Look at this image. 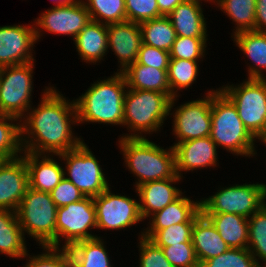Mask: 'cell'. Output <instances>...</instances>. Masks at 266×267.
Returning <instances> with one entry per match:
<instances>
[{"label":"cell","mask_w":266,"mask_h":267,"mask_svg":"<svg viewBox=\"0 0 266 267\" xmlns=\"http://www.w3.org/2000/svg\"><path fill=\"white\" fill-rule=\"evenodd\" d=\"M45 88L40 104L35 109L31 107L23 117L26 119L21 120L22 149L40 155H59L83 142L71 128L78 124L75 100L69 102L54 87Z\"/></svg>","instance_id":"cell-1"},{"label":"cell","mask_w":266,"mask_h":267,"mask_svg":"<svg viewBox=\"0 0 266 267\" xmlns=\"http://www.w3.org/2000/svg\"><path fill=\"white\" fill-rule=\"evenodd\" d=\"M92 86L75 100L78 123L124 125V97L127 83L120 72ZM126 89V90H125Z\"/></svg>","instance_id":"cell-2"},{"label":"cell","mask_w":266,"mask_h":267,"mask_svg":"<svg viewBox=\"0 0 266 267\" xmlns=\"http://www.w3.org/2000/svg\"><path fill=\"white\" fill-rule=\"evenodd\" d=\"M118 142L126 167L138 179L135 187L177 175L172 146L166 150L146 138L120 137Z\"/></svg>","instance_id":"cell-3"},{"label":"cell","mask_w":266,"mask_h":267,"mask_svg":"<svg viewBox=\"0 0 266 267\" xmlns=\"http://www.w3.org/2000/svg\"><path fill=\"white\" fill-rule=\"evenodd\" d=\"M211 140L232 154L252 157L255 138L245 128L232 101L220 90H212Z\"/></svg>","instance_id":"cell-4"},{"label":"cell","mask_w":266,"mask_h":267,"mask_svg":"<svg viewBox=\"0 0 266 267\" xmlns=\"http://www.w3.org/2000/svg\"><path fill=\"white\" fill-rule=\"evenodd\" d=\"M176 99L177 97L170 99L165 93L157 91L128 88L124 97V126L133 133L122 137L145 138L143 132L156 133L166 117L173 114L170 111Z\"/></svg>","instance_id":"cell-5"},{"label":"cell","mask_w":266,"mask_h":267,"mask_svg":"<svg viewBox=\"0 0 266 267\" xmlns=\"http://www.w3.org/2000/svg\"><path fill=\"white\" fill-rule=\"evenodd\" d=\"M57 208L49 192L28 187L16 210L23 233L39 241V246L56 248Z\"/></svg>","instance_id":"cell-6"},{"label":"cell","mask_w":266,"mask_h":267,"mask_svg":"<svg viewBox=\"0 0 266 267\" xmlns=\"http://www.w3.org/2000/svg\"><path fill=\"white\" fill-rule=\"evenodd\" d=\"M235 105L245 128L256 139L266 130V78H248L219 88Z\"/></svg>","instance_id":"cell-7"},{"label":"cell","mask_w":266,"mask_h":267,"mask_svg":"<svg viewBox=\"0 0 266 267\" xmlns=\"http://www.w3.org/2000/svg\"><path fill=\"white\" fill-rule=\"evenodd\" d=\"M266 184H235L200 200L201 213H231L249 218L266 202Z\"/></svg>","instance_id":"cell-8"},{"label":"cell","mask_w":266,"mask_h":267,"mask_svg":"<svg viewBox=\"0 0 266 267\" xmlns=\"http://www.w3.org/2000/svg\"><path fill=\"white\" fill-rule=\"evenodd\" d=\"M33 64L34 61L0 69V114L20 120L26 116L32 102Z\"/></svg>","instance_id":"cell-9"},{"label":"cell","mask_w":266,"mask_h":267,"mask_svg":"<svg viewBox=\"0 0 266 267\" xmlns=\"http://www.w3.org/2000/svg\"><path fill=\"white\" fill-rule=\"evenodd\" d=\"M55 156L66 161L65 167L68 176L65 178L71 181L85 196L95 197L110 188L95 155L84 141L75 149Z\"/></svg>","instance_id":"cell-10"},{"label":"cell","mask_w":266,"mask_h":267,"mask_svg":"<svg viewBox=\"0 0 266 267\" xmlns=\"http://www.w3.org/2000/svg\"><path fill=\"white\" fill-rule=\"evenodd\" d=\"M97 228L96 210L93 197L85 196L80 201L57 208L56 248L60 240L65 239L62 248H69L74 243L97 238L88 229Z\"/></svg>","instance_id":"cell-11"},{"label":"cell","mask_w":266,"mask_h":267,"mask_svg":"<svg viewBox=\"0 0 266 267\" xmlns=\"http://www.w3.org/2000/svg\"><path fill=\"white\" fill-rule=\"evenodd\" d=\"M93 199L97 229L120 230L143 220L139 201L125 195L112 194L109 188Z\"/></svg>","instance_id":"cell-12"},{"label":"cell","mask_w":266,"mask_h":267,"mask_svg":"<svg viewBox=\"0 0 266 267\" xmlns=\"http://www.w3.org/2000/svg\"><path fill=\"white\" fill-rule=\"evenodd\" d=\"M211 105L212 91H209L203 99L189 101L174 110L173 134L178 139L175 144L210 136Z\"/></svg>","instance_id":"cell-13"},{"label":"cell","mask_w":266,"mask_h":267,"mask_svg":"<svg viewBox=\"0 0 266 267\" xmlns=\"http://www.w3.org/2000/svg\"><path fill=\"white\" fill-rule=\"evenodd\" d=\"M90 20L89 12L82 0L70 5L54 6L35 19L36 41L42 36L39 29L54 34L71 35L74 40Z\"/></svg>","instance_id":"cell-14"},{"label":"cell","mask_w":266,"mask_h":267,"mask_svg":"<svg viewBox=\"0 0 266 267\" xmlns=\"http://www.w3.org/2000/svg\"><path fill=\"white\" fill-rule=\"evenodd\" d=\"M35 26L0 27V68L34 61ZM32 48V50H31Z\"/></svg>","instance_id":"cell-15"},{"label":"cell","mask_w":266,"mask_h":267,"mask_svg":"<svg viewBox=\"0 0 266 267\" xmlns=\"http://www.w3.org/2000/svg\"><path fill=\"white\" fill-rule=\"evenodd\" d=\"M29 187L25 159L20 156L6 160L0 167V209L16 212Z\"/></svg>","instance_id":"cell-16"},{"label":"cell","mask_w":266,"mask_h":267,"mask_svg":"<svg viewBox=\"0 0 266 267\" xmlns=\"http://www.w3.org/2000/svg\"><path fill=\"white\" fill-rule=\"evenodd\" d=\"M107 43L118 57L119 72H124L136 62L143 44L140 25L127 20L107 25Z\"/></svg>","instance_id":"cell-17"},{"label":"cell","mask_w":266,"mask_h":267,"mask_svg":"<svg viewBox=\"0 0 266 267\" xmlns=\"http://www.w3.org/2000/svg\"><path fill=\"white\" fill-rule=\"evenodd\" d=\"M176 173L182 178L181 172L216 167L218 161L216 144L211 137L191 139L174 144Z\"/></svg>","instance_id":"cell-18"},{"label":"cell","mask_w":266,"mask_h":267,"mask_svg":"<svg viewBox=\"0 0 266 267\" xmlns=\"http://www.w3.org/2000/svg\"><path fill=\"white\" fill-rule=\"evenodd\" d=\"M180 179L181 177L176 175L174 178L155 180L136 187L142 219L145 220L155 212L162 210L183 194L179 188L172 185Z\"/></svg>","instance_id":"cell-19"},{"label":"cell","mask_w":266,"mask_h":267,"mask_svg":"<svg viewBox=\"0 0 266 267\" xmlns=\"http://www.w3.org/2000/svg\"><path fill=\"white\" fill-rule=\"evenodd\" d=\"M201 214L200 201H193L182 194L162 210L151 215L150 227L141 232L142 236L150 239L158 230L169 227L170 225L195 222Z\"/></svg>","instance_id":"cell-20"},{"label":"cell","mask_w":266,"mask_h":267,"mask_svg":"<svg viewBox=\"0 0 266 267\" xmlns=\"http://www.w3.org/2000/svg\"><path fill=\"white\" fill-rule=\"evenodd\" d=\"M23 154L29 173V187L32 189L50 193L67 174L65 168L60 166L53 156L49 157V154Z\"/></svg>","instance_id":"cell-21"},{"label":"cell","mask_w":266,"mask_h":267,"mask_svg":"<svg viewBox=\"0 0 266 267\" xmlns=\"http://www.w3.org/2000/svg\"><path fill=\"white\" fill-rule=\"evenodd\" d=\"M191 241L199 264L217 257L230 248L212 222L202 213L195 219Z\"/></svg>","instance_id":"cell-22"},{"label":"cell","mask_w":266,"mask_h":267,"mask_svg":"<svg viewBox=\"0 0 266 267\" xmlns=\"http://www.w3.org/2000/svg\"><path fill=\"white\" fill-rule=\"evenodd\" d=\"M167 17L177 36L207 37V24L200 1L184 0Z\"/></svg>","instance_id":"cell-23"},{"label":"cell","mask_w":266,"mask_h":267,"mask_svg":"<svg viewBox=\"0 0 266 267\" xmlns=\"http://www.w3.org/2000/svg\"><path fill=\"white\" fill-rule=\"evenodd\" d=\"M73 41L82 60L96 64L108 51L107 25L90 20Z\"/></svg>","instance_id":"cell-24"},{"label":"cell","mask_w":266,"mask_h":267,"mask_svg":"<svg viewBox=\"0 0 266 267\" xmlns=\"http://www.w3.org/2000/svg\"><path fill=\"white\" fill-rule=\"evenodd\" d=\"M167 71L168 69H157L134 62L122 74L126 79L127 88L157 91L165 93L170 98Z\"/></svg>","instance_id":"cell-25"},{"label":"cell","mask_w":266,"mask_h":267,"mask_svg":"<svg viewBox=\"0 0 266 267\" xmlns=\"http://www.w3.org/2000/svg\"><path fill=\"white\" fill-rule=\"evenodd\" d=\"M230 248H247L248 218L231 213H202Z\"/></svg>","instance_id":"cell-26"},{"label":"cell","mask_w":266,"mask_h":267,"mask_svg":"<svg viewBox=\"0 0 266 267\" xmlns=\"http://www.w3.org/2000/svg\"><path fill=\"white\" fill-rule=\"evenodd\" d=\"M233 35L236 45L255 65H249L248 78H266L262 74L266 70V33L250 30Z\"/></svg>","instance_id":"cell-27"},{"label":"cell","mask_w":266,"mask_h":267,"mask_svg":"<svg viewBox=\"0 0 266 267\" xmlns=\"http://www.w3.org/2000/svg\"><path fill=\"white\" fill-rule=\"evenodd\" d=\"M24 236L16 212L0 209V253L17 259L28 256Z\"/></svg>","instance_id":"cell-28"},{"label":"cell","mask_w":266,"mask_h":267,"mask_svg":"<svg viewBox=\"0 0 266 267\" xmlns=\"http://www.w3.org/2000/svg\"><path fill=\"white\" fill-rule=\"evenodd\" d=\"M72 260V267H112L100 237L82 240L67 248Z\"/></svg>","instance_id":"cell-29"},{"label":"cell","mask_w":266,"mask_h":267,"mask_svg":"<svg viewBox=\"0 0 266 267\" xmlns=\"http://www.w3.org/2000/svg\"><path fill=\"white\" fill-rule=\"evenodd\" d=\"M144 44L169 52L176 40V31L167 16L151 19L139 24Z\"/></svg>","instance_id":"cell-30"},{"label":"cell","mask_w":266,"mask_h":267,"mask_svg":"<svg viewBox=\"0 0 266 267\" xmlns=\"http://www.w3.org/2000/svg\"><path fill=\"white\" fill-rule=\"evenodd\" d=\"M215 2L217 7L236 23L234 34L255 30L256 0H217Z\"/></svg>","instance_id":"cell-31"},{"label":"cell","mask_w":266,"mask_h":267,"mask_svg":"<svg viewBox=\"0 0 266 267\" xmlns=\"http://www.w3.org/2000/svg\"><path fill=\"white\" fill-rule=\"evenodd\" d=\"M198 66V61L170 58L167 71L170 99L178 97L179 90L192 86L198 76Z\"/></svg>","instance_id":"cell-32"},{"label":"cell","mask_w":266,"mask_h":267,"mask_svg":"<svg viewBox=\"0 0 266 267\" xmlns=\"http://www.w3.org/2000/svg\"><path fill=\"white\" fill-rule=\"evenodd\" d=\"M15 121H19V124L12 123ZM20 122L17 117L0 114V154L7 160L22 156Z\"/></svg>","instance_id":"cell-33"},{"label":"cell","mask_w":266,"mask_h":267,"mask_svg":"<svg viewBox=\"0 0 266 267\" xmlns=\"http://www.w3.org/2000/svg\"><path fill=\"white\" fill-rule=\"evenodd\" d=\"M85 1L83 0V3L93 21L109 25L127 20L125 0Z\"/></svg>","instance_id":"cell-34"},{"label":"cell","mask_w":266,"mask_h":267,"mask_svg":"<svg viewBox=\"0 0 266 267\" xmlns=\"http://www.w3.org/2000/svg\"><path fill=\"white\" fill-rule=\"evenodd\" d=\"M248 225L247 248L260 265L258 260L266 262V203L248 218Z\"/></svg>","instance_id":"cell-35"},{"label":"cell","mask_w":266,"mask_h":267,"mask_svg":"<svg viewBox=\"0 0 266 267\" xmlns=\"http://www.w3.org/2000/svg\"><path fill=\"white\" fill-rule=\"evenodd\" d=\"M200 267H260L248 248H229L217 257L206 260Z\"/></svg>","instance_id":"cell-36"},{"label":"cell","mask_w":266,"mask_h":267,"mask_svg":"<svg viewBox=\"0 0 266 267\" xmlns=\"http://www.w3.org/2000/svg\"><path fill=\"white\" fill-rule=\"evenodd\" d=\"M207 37L177 36L171 50L170 58L199 61L205 55Z\"/></svg>","instance_id":"cell-37"},{"label":"cell","mask_w":266,"mask_h":267,"mask_svg":"<svg viewBox=\"0 0 266 267\" xmlns=\"http://www.w3.org/2000/svg\"><path fill=\"white\" fill-rule=\"evenodd\" d=\"M194 222L172 224L167 228L158 230L151 238L157 246H171L178 243H192V228Z\"/></svg>","instance_id":"cell-38"},{"label":"cell","mask_w":266,"mask_h":267,"mask_svg":"<svg viewBox=\"0 0 266 267\" xmlns=\"http://www.w3.org/2000/svg\"><path fill=\"white\" fill-rule=\"evenodd\" d=\"M45 252L29 256L24 267H72V260L67 248L42 246Z\"/></svg>","instance_id":"cell-39"},{"label":"cell","mask_w":266,"mask_h":267,"mask_svg":"<svg viewBox=\"0 0 266 267\" xmlns=\"http://www.w3.org/2000/svg\"><path fill=\"white\" fill-rule=\"evenodd\" d=\"M161 247L166 259L173 267H200L192 243H178Z\"/></svg>","instance_id":"cell-40"},{"label":"cell","mask_w":266,"mask_h":267,"mask_svg":"<svg viewBox=\"0 0 266 267\" xmlns=\"http://www.w3.org/2000/svg\"><path fill=\"white\" fill-rule=\"evenodd\" d=\"M125 7L127 21L137 24L162 16L157 0H125Z\"/></svg>","instance_id":"cell-41"},{"label":"cell","mask_w":266,"mask_h":267,"mask_svg":"<svg viewBox=\"0 0 266 267\" xmlns=\"http://www.w3.org/2000/svg\"><path fill=\"white\" fill-rule=\"evenodd\" d=\"M139 238V267H173L166 259L161 247L142 235Z\"/></svg>","instance_id":"cell-42"},{"label":"cell","mask_w":266,"mask_h":267,"mask_svg":"<svg viewBox=\"0 0 266 267\" xmlns=\"http://www.w3.org/2000/svg\"><path fill=\"white\" fill-rule=\"evenodd\" d=\"M51 198L57 207L80 201L85 195L68 179H63L50 192Z\"/></svg>","instance_id":"cell-43"},{"label":"cell","mask_w":266,"mask_h":267,"mask_svg":"<svg viewBox=\"0 0 266 267\" xmlns=\"http://www.w3.org/2000/svg\"><path fill=\"white\" fill-rule=\"evenodd\" d=\"M169 60V52L143 43L138 52L136 63L157 69H168Z\"/></svg>","instance_id":"cell-44"},{"label":"cell","mask_w":266,"mask_h":267,"mask_svg":"<svg viewBox=\"0 0 266 267\" xmlns=\"http://www.w3.org/2000/svg\"><path fill=\"white\" fill-rule=\"evenodd\" d=\"M255 31L266 33V0H256Z\"/></svg>","instance_id":"cell-45"},{"label":"cell","mask_w":266,"mask_h":267,"mask_svg":"<svg viewBox=\"0 0 266 267\" xmlns=\"http://www.w3.org/2000/svg\"><path fill=\"white\" fill-rule=\"evenodd\" d=\"M184 0H157L159 12L162 16L170 14L174 8Z\"/></svg>","instance_id":"cell-46"},{"label":"cell","mask_w":266,"mask_h":267,"mask_svg":"<svg viewBox=\"0 0 266 267\" xmlns=\"http://www.w3.org/2000/svg\"><path fill=\"white\" fill-rule=\"evenodd\" d=\"M80 0H55L54 2L57 3L54 6H63V5H70L74 4L76 2H79Z\"/></svg>","instance_id":"cell-47"},{"label":"cell","mask_w":266,"mask_h":267,"mask_svg":"<svg viewBox=\"0 0 266 267\" xmlns=\"http://www.w3.org/2000/svg\"><path fill=\"white\" fill-rule=\"evenodd\" d=\"M256 139L261 140L266 145V130L263 131Z\"/></svg>","instance_id":"cell-48"},{"label":"cell","mask_w":266,"mask_h":267,"mask_svg":"<svg viewBox=\"0 0 266 267\" xmlns=\"http://www.w3.org/2000/svg\"><path fill=\"white\" fill-rule=\"evenodd\" d=\"M6 160L7 159L3 155L0 154V167L5 163Z\"/></svg>","instance_id":"cell-49"},{"label":"cell","mask_w":266,"mask_h":267,"mask_svg":"<svg viewBox=\"0 0 266 267\" xmlns=\"http://www.w3.org/2000/svg\"><path fill=\"white\" fill-rule=\"evenodd\" d=\"M198 1H202V0H198ZM204 1H205V0H204ZM206 1H207V2H208V1H211V2L213 1V2H215L216 0H215V1H214V0H206Z\"/></svg>","instance_id":"cell-50"},{"label":"cell","mask_w":266,"mask_h":267,"mask_svg":"<svg viewBox=\"0 0 266 267\" xmlns=\"http://www.w3.org/2000/svg\"><path fill=\"white\" fill-rule=\"evenodd\" d=\"M260 267H266V262H264V265L262 266V265H260Z\"/></svg>","instance_id":"cell-51"}]
</instances>
